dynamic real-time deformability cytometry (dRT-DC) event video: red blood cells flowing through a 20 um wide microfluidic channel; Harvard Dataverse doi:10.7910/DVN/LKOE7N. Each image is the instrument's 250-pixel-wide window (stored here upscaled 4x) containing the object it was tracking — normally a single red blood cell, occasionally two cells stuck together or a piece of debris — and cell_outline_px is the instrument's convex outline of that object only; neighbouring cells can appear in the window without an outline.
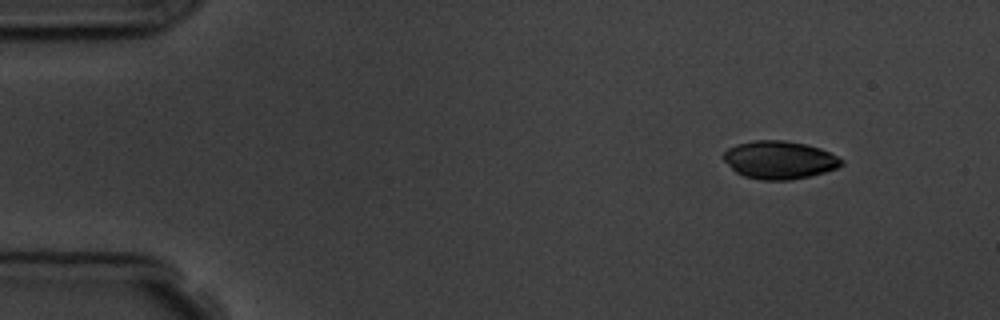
{"species": "common noctule bat (a hibernating species)", "species_latin": "Nyctalus noctula", "temperature_condition": "room temperature", "stored_images_in_passage": 3, "camera_frame_rate_fps": 3000, "um_per_image_px": 0.085, "animal": {"sex": "male", "body_mass_g": 19.5, "forearm_length_mm": 54.6}, "frame": {"image": 1, "passage_image": 1, "time_ms": 0.0, "image_size_px": [1000, 320], "cell_outline_px": [[844, 164], [836, 168], [824, 172], [808, 176], [788, 180], [760, 180], [744, 176], [736, 172], [720, 156], [728, 148], [736, 144], [756, 140], [784, 140], [804, 144], [820, 148], [844, 160]], "centroid_in_image_um": [66.22, 13.59], "position_along_channel_um": 18.8, "area_um2": 26.01}}